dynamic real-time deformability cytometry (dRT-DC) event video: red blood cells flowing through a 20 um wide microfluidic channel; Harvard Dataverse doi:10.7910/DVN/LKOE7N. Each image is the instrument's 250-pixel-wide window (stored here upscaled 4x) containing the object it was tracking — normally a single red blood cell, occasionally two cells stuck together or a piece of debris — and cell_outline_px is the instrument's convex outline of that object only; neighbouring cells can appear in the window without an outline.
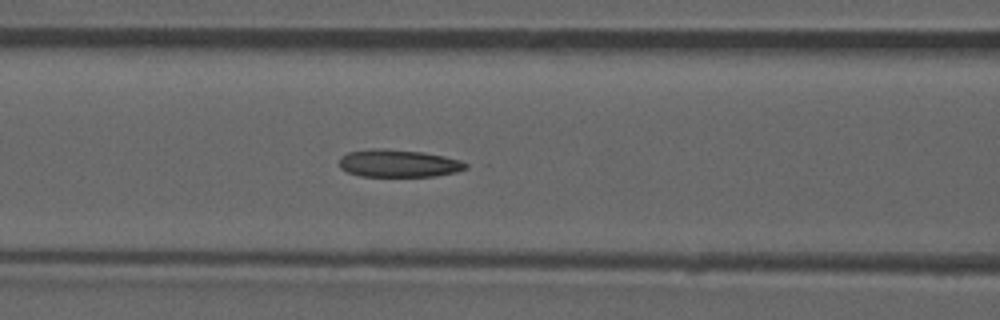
{"species": "common noctule bat (a hibernating species)", "species_latin": "Nyctalus noctula", "temperature_condition": "room temperature", "stored_images_in_passage": 49, "camera_frame_rate_fps": 3000, "um_per_image_px": 0.085, "animal": {"sex": "male", "forearm_length_mm": 52.5}, "frame": {"image": 1, "passage_image": 21, "time_ms": 6.667, "image_size_px": [1000, 320], "cell_outline_px": [[468, 168], [456, 172], [436, 176], [360, 176], [348, 172], [340, 168], [340, 156], [348, 152], [368, 148], [388, 148], [424, 152], [444, 156], [460, 160], [468, 164]], "centroid_in_image_um": [33.87, 13.87], "position_along_channel_um": 132.7, "area_um2": 20.58}, "authors_computed_cell_mechanics": {"area_um2": 20.519, "velocity_mm_per_s": 3.878, "shape_relaxation_time_tau1_ms": null, "shape_relaxation_time_tau2_ms": 3.1123, "deformation_change_tau1": null, "deformation_change_tau2": 0.1039}}